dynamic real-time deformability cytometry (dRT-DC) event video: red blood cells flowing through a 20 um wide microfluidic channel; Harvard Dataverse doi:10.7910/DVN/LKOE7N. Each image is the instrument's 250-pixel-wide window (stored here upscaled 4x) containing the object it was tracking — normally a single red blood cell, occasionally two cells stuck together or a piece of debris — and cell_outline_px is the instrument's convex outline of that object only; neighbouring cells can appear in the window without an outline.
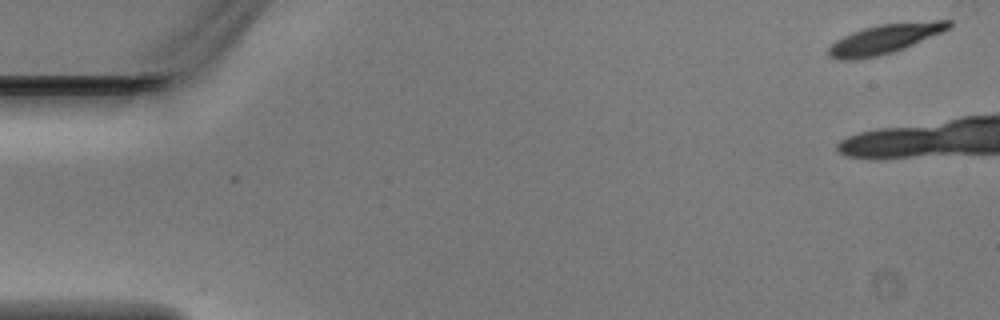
{"species": "Egyptian fruit bat (a non-hibernating species)", "species_latin": "Rousettus aegyptiacus", "temperature_condition": "warm", "stored_images_in_passage": 2, "camera_frame_rate_fps": 3000, "um_per_image_px": 0.085, "animal": {"sex": "male"}, "frame": {"image": 1, "passage_image": 2, "time_ms": 0.333, "image_size_px": [1000, 320], "cell_outline_px": [[952, 28], [904, 48], [892, 52], [876, 56], [856, 60], [840, 60], [828, 56], [828, 48], [836, 40], [852, 32], [864, 28], [880, 24], [932, 20], [952, 20]], "centroid_in_image_um": [75.23, 3.3], "position_along_channel_um": 9.8, "area_um2": 20.63}}